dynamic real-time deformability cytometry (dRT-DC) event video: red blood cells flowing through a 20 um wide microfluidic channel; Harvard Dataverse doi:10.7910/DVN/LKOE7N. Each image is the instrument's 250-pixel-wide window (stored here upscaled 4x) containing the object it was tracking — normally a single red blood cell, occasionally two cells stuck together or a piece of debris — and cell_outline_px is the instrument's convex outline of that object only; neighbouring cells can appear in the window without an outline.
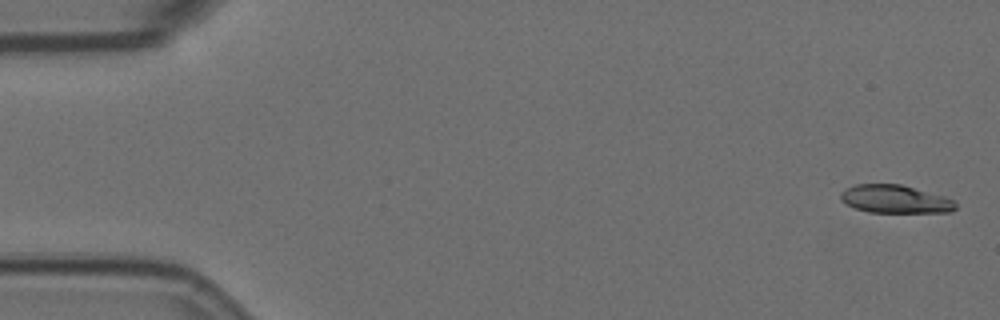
{"species": "Egyptian fruit bat (a non-hibernating species)", "species_latin": "Rousettus aegyptiacus", "temperature_condition": "room temperature", "stored_images_in_passage": 6, "camera_frame_rate_fps": 3000, "um_per_image_px": 0.085, "animal": {"sex": "female"}, "frame": {"image": 1, "passage_image": 1, "time_ms": 0.0, "image_size_px": [1000, 320], "cell_outline_px": [[956, 208], [948, 212], [868, 212], [856, 208], [840, 200], [840, 192], [856, 184], [900, 184], [944, 196], [952, 200], [956, 204]], "centroid_in_image_um": [76.07, 16.92], "position_along_channel_um": 8.9, "area_um2": 18.55}}
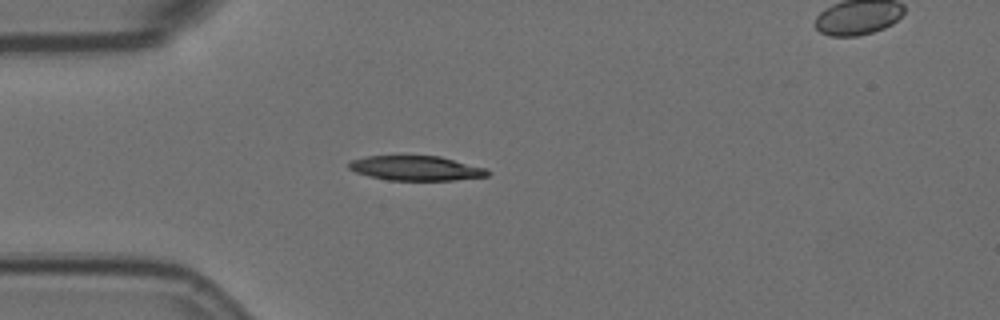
{"frame": {"image": 2, "passage_image": 5, "time_ms": 1.333, "image_size_px": [1000, 320], "cell_outline_px": [[492, 172], [488, 176], [456, 180], [388, 180], [368, 176], [356, 172], [348, 168], [348, 164], [352, 160], [368, 156], [440, 156], [488, 168]], "centroid_in_image_um": [35.42, 14.3], "position_along_channel_um": 49.6, "area_um2": 20.06}}